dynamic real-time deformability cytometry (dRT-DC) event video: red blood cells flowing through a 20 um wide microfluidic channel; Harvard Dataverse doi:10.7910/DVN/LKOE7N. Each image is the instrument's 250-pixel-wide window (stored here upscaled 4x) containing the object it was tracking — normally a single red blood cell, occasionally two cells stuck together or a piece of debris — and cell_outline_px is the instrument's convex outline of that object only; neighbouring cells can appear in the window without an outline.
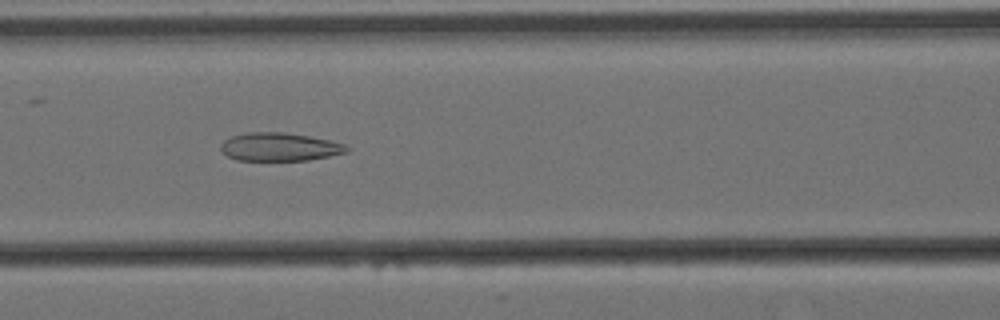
{"species": "Egyptian fruit bat (a non-hibernating species)", "species_latin": "Rousettus aegyptiacus", "temperature_condition": "cold", "stored_images_in_passage": 53, "camera_frame_rate_fps": 3000, "um_per_image_px": 0.085, "animal": {"sex": "female"}, "frame": {"image": 1, "passage_image": 23, "time_ms": 7.333, "image_size_px": [1000, 320], "cell_outline_px": [[348, 152], [308, 160], [236, 160], [228, 156], [220, 148], [220, 144], [224, 140], [232, 136], [248, 132], [280, 132], [308, 136], [328, 140], [344, 144], [348, 148]], "centroid_in_image_um": [23.73, 12.48], "position_along_channel_um": 142.9, "area_um2": 20.46}}
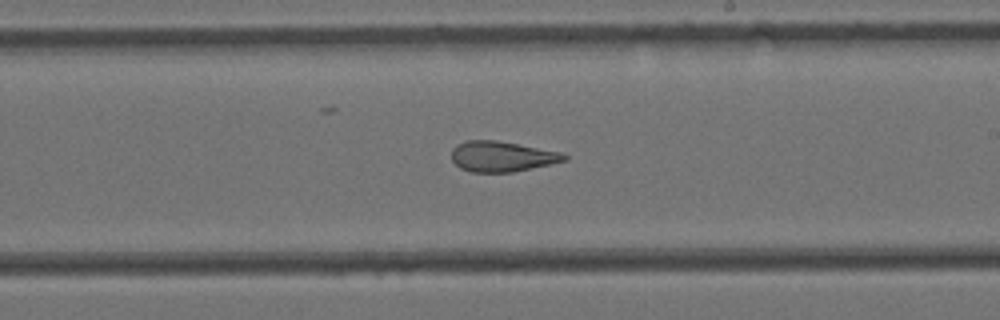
{"frame": {"image": 2, "passage_image": 32, "time_ms": 10.333, "image_size_px": [1000, 320], "cell_outline_px": [[568, 160], [552, 164], [512, 172], [472, 172], [460, 168], [452, 160], [452, 148], [456, 144], [464, 140], [496, 140], [564, 152], [568, 156]], "centroid_in_image_um": [42.69, 13.29], "position_along_channel_um": 246.3, "area_um2": 20.23}}
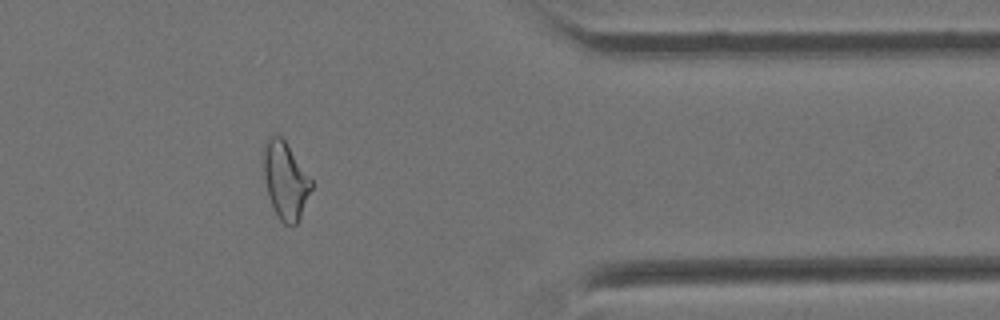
{"frame": {"image": 3, "passage_image": 46, "time_ms": 15.0, "image_size_px": [1000, 320], "cell_outline_px": [[312, 188], [300, 220], [296, 224], [284, 224], [280, 220], [268, 196], [264, 176], [260, 148], [264, 140], [268, 136], [280, 136], [284, 140], [312, 180]], "centroid_in_image_um": [24.22, 15.29], "position_along_channel_um": 387.2, "area_um2": 21.73}, "authors_computed_cell_mechanics": {"area_um2": 21.9062, "velocity_mm_per_s": 3.4627, "shape_relaxation_time_tau1_ms": null, "shape_relaxation_time_tau2_ms": 2.7474, "deformation_change_tau1": null, "deformation_change_tau2": 0.1226}}